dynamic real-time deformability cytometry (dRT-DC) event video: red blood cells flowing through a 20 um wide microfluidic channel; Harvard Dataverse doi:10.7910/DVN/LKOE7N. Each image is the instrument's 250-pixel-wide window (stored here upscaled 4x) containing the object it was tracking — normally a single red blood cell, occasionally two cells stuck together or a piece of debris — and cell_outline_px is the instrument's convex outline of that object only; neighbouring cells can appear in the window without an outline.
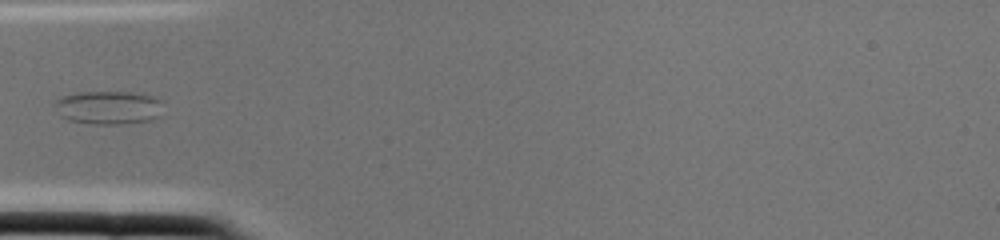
{"species": "common noctule bat (a hibernating species)", "species_latin": "Nyctalus noctula", "temperature_condition": "cold", "stored_images_in_passage": 2, "camera_frame_rate_fps": 3000, "um_per_image_px": 0.085, "animal": {"sex": "female", "body_mass_g": 22.0, "forearm_length_mm": 56.7}, "frame": {"image": 1, "passage_image": 2, "time_ms": 0.333, "image_size_px": [1000, 240], "cell_outline_px": [[160, 116], [148, 120], [120, 124], [92, 124], [68, 120], [60, 116], [52, 104], [56, 100], [64, 96], [76, 92], [128, 92], [152, 96], [160, 100]], "centroid_in_image_um": [9.15, 9.14], "position_along_channel_um": 75.9, "area_um2": 21.04}}